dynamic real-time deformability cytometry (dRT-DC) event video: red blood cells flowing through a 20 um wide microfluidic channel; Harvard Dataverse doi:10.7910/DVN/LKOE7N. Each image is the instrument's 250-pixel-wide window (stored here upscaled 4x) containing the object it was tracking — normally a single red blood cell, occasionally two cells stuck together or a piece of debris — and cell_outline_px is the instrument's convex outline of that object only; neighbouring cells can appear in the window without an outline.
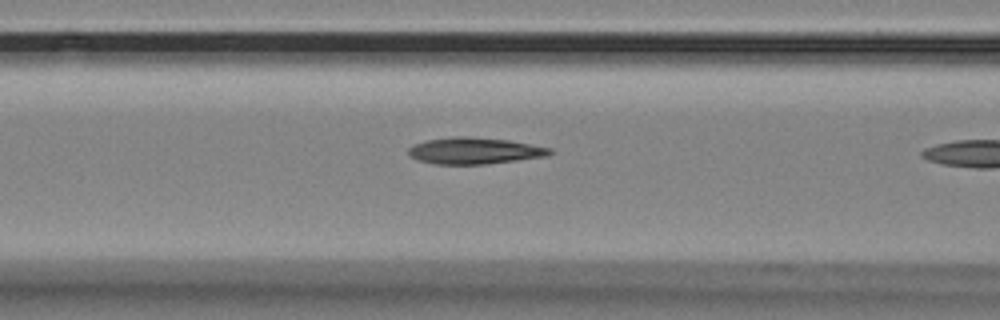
{"species": "Egyptian fruit bat (a non-hibernating species)", "species_latin": "Rousettus aegyptiacus", "temperature_condition": "room temperature", "stored_images_in_passage": 10, "camera_frame_rate_fps": 3000, "um_per_image_px": 0.085, "animal": {"sex": "female"}, "frame": {"image": 1, "passage_image": 9, "time_ms": 2.667, "image_size_px": [1000, 320], "cell_outline_px": [[556, 152], [548, 156], [484, 164], [432, 164], [416, 160], [408, 152], [408, 148], [412, 144], [424, 140], [452, 136], [468, 136], [508, 140], [552, 148]], "centroid_in_image_um": [40.31, 12.81], "position_along_channel_um": 126.3, "area_um2": 22.08}}